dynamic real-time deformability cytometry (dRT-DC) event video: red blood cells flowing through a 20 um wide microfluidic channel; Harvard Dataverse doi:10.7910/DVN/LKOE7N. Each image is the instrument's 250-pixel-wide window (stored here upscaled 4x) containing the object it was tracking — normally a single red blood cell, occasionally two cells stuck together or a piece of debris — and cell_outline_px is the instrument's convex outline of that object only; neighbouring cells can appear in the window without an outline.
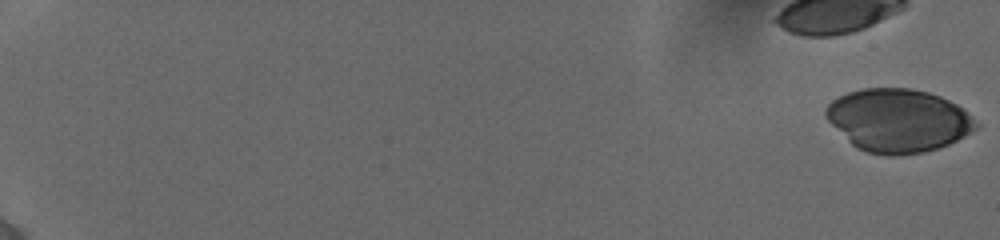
{"species": "human", "species_latin": "Homo sapiens", "temperature_condition": "cold", "stored_images_in_passage": 28, "camera_frame_rate_fps": 3000, "um_per_image_px": 0.085, "donor": {"sex": "female"}, "frame": {"image": 1, "passage_image": 1, "time_ms": 0.0, "image_size_px": [1000, 240], "cell_outline_px": [[980, 128], [948, 144], [924, 152], [900, 156], [888, 156], [868, 152], [856, 148], [828, 120], [824, 112], [824, 108], [832, 100], [848, 92], [864, 88], [912, 88], [928, 92], [940, 96], [956, 104], [980, 124]], "centroid_in_image_um": [76.35, 10.24], "position_along_channel_um": 8.6, "area_um2": 55.14}}